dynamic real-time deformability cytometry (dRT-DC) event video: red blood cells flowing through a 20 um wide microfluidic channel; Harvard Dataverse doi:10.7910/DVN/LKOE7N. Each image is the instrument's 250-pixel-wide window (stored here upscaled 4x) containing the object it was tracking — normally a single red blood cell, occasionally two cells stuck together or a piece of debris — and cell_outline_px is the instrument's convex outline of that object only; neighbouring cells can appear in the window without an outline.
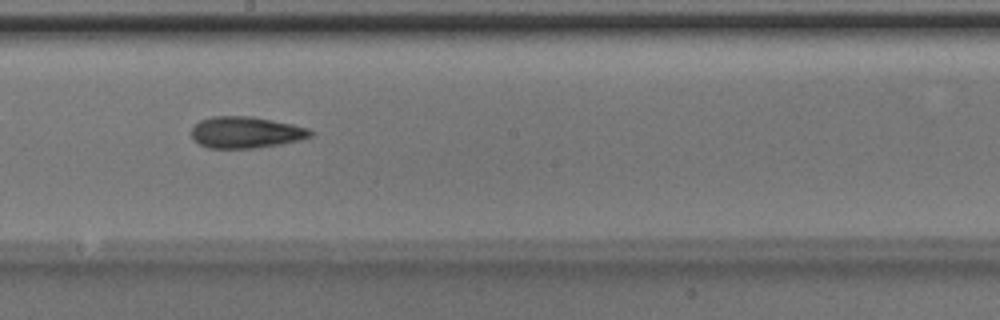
{"species": "Egyptian fruit bat (a non-hibernating species)", "species_latin": "Rousettus aegyptiacus", "temperature_condition": "room temperature", "stored_images_in_passage": 39, "camera_frame_rate_fps": 3000, "um_per_image_px": 0.085, "animal": {"sex": "male"}, "frame": {"image": 1, "passage_image": 22, "time_ms": 7.0, "image_size_px": [1000, 320], "cell_outline_px": [[312, 136], [300, 140], [280, 144], [256, 148], [208, 148], [200, 144], [192, 136], [192, 128], [200, 120], [212, 116], [252, 116], [292, 124], [308, 128], [312, 132]], "centroid_in_image_um": [20.9, 11.25], "position_along_channel_um": 227.3, "area_um2": 21.73}}